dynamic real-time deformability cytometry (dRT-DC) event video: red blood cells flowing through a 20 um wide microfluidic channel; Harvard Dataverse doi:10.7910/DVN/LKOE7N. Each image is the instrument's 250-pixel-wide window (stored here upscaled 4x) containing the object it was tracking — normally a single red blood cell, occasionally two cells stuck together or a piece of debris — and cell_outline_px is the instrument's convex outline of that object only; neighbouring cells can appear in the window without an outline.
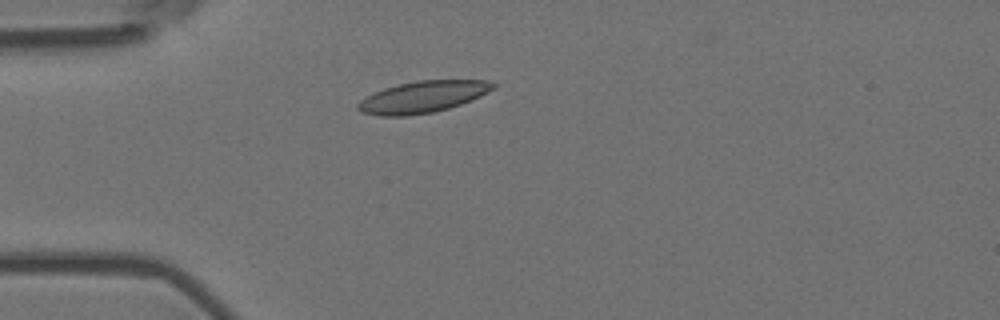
{"species": "Egyptian fruit bat (a non-hibernating species)", "species_latin": "Rousettus aegyptiacus", "temperature_condition": "room temperature", "stored_images_in_passage": 4, "camera_frame_rate_fps": 3000, "um_per_image_px": 0.085, "animal": {"sex": "female"}, "frame": {"image": 1, "passage_image": 4, "time_ms": 1.0, "image_size_px": [1000, 320], "cell_outline_px": [[496, 88], [472, 100], [448, 108], [432, 112], [408, 116], [380, 116], [360, 112], [356, 108], [356, 104], [360, 100], [384, 88], [400, 84], [420, 80], [488, 80], [496, 84]], "centroid_in_image_um": [35.94, 8.24], "position_along_channel_um": 49.1, "area_um2": 24.85}}